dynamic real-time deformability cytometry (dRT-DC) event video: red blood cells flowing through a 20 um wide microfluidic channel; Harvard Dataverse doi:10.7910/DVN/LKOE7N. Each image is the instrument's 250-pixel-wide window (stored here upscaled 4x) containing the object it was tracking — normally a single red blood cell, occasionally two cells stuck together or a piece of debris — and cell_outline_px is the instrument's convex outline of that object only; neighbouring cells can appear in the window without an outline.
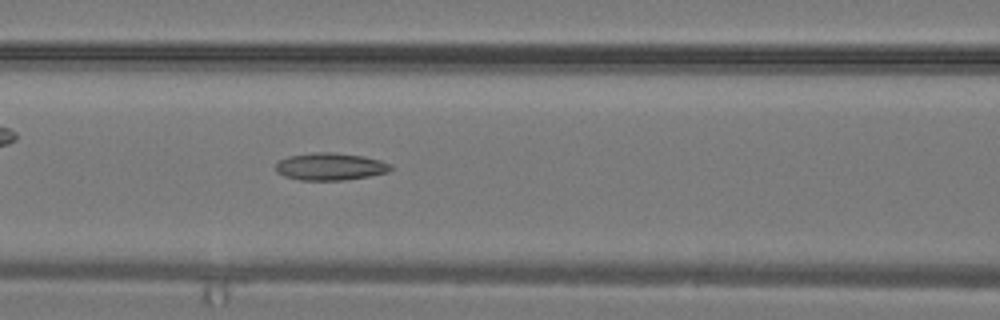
{"species": "common noctule bat (a hibernating species)", "species_latin": "Nyctalus noctula", "temperature_condition": "warm", "stored_images_in_passage": 14, "camera_frame_rate_fps": 3000, "um_per_image_px": 0.085, "animal": {"sex": "male", "body_mass_g": 19.2, "forearm_length_mm": 51.8}, "frame": {"image": 1, "passage_image": 10, "time_ms": 3.0, "image_size_px": [1000, 320], "cell_outline_px": [[392, 168], [388, 172], [368, 176], [344, 180], [300, 180], [284, 176], [276, 172], [276, 164], [280, 160], [288, 156], [312, 152], [336, 152], [364, 156], [380, 160], [392, 164]], "centroid_in_image_um": [28.07, 14.15], "position_along_channel_um": 138.5, "area_um2": 18.44}}
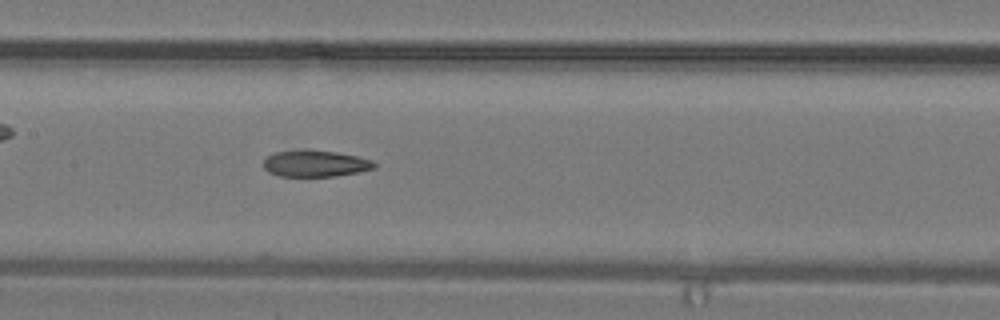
{"frame": {"image": 2, "passage_image": 12, "time_ms": 3.667, "image_size_px": [1000, 320], "cell_outline_px": [[376, 168], [336, 176], [280, 176], [268, 172], [264, 168], [264, 160], [268, 156], [276, 152], [336, 152], [356, 156], [372, 160], [376, 164]], "centroid_in_image_um": [26.83, 13.94], "position_along_channel_um": 180.6, "area_um2": 16.36}}
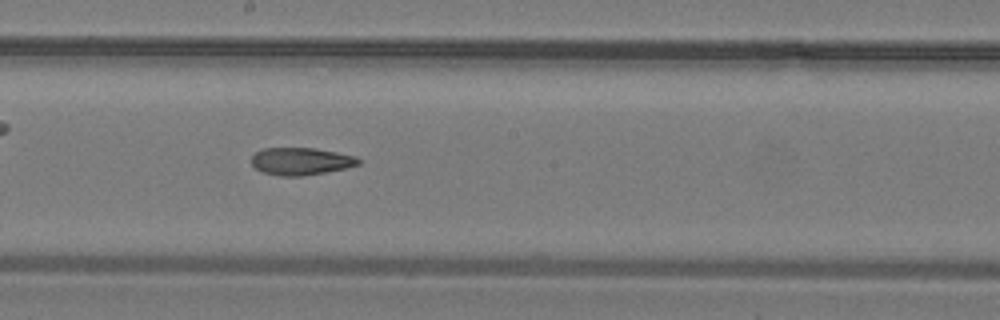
{"frame": {"image": 3, "passage_image": 14, "time_ms": 4.333, "image_size_px": [1000, 320], "cell_outline_px": [[360, 164], [344, 168], [324, 172], [300, 176], [280, 176], [264, 172], [256, 168], [252, 164], [252, 156], [256, 152], [264, 148], [316, 148], [356, 156], [360, 160]], "centroid_in_image_um": [25.58, 13.7], "position_along_channel_um": 222.6, "area_um2": 16.88}}